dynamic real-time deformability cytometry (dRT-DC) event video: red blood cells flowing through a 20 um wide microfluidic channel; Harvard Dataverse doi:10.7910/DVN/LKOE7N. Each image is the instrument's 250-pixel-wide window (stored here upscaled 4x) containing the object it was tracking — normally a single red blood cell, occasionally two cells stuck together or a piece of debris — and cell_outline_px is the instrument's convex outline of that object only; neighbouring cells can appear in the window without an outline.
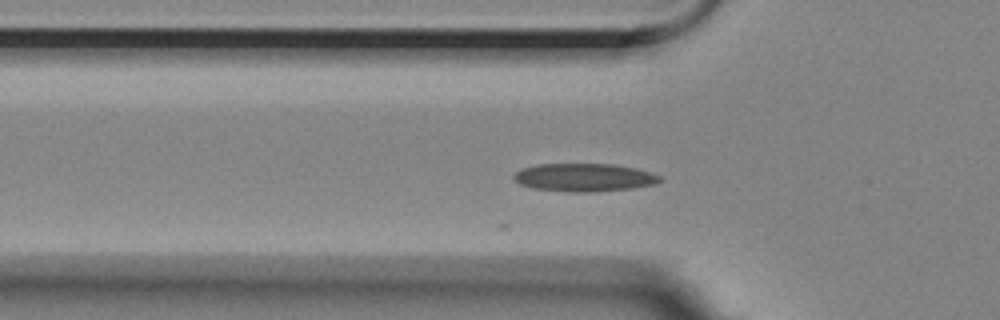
{"species": "Egyptian fruit bat (a non-hibernating species)", "species_latin": "Rousettus aegyptiacus", "temperature_condition": "room temperature", "stored_images_in_passage": 12, "camera_frame_rate_fps": 3000, "um_per_image_px": 0.085, "animal": {"sex": "female"}, "frame": {"image": 1, "passage_image": 3, "time_ms": 0.667, "image_size_px": [1000, 320], "cell_outline_px": [[664, 180], [656, 184], [632, 188], [596, 192], [572, 192], [532, 188], [520, 184], [512, 176], [520, 168], [540, 164], [612, 164], [636, 168], [660, 176]], "centroid_in_image_um": [49.66, 15.08], "position_along_channel_um": 76.1, "area_um2": 23.93}}
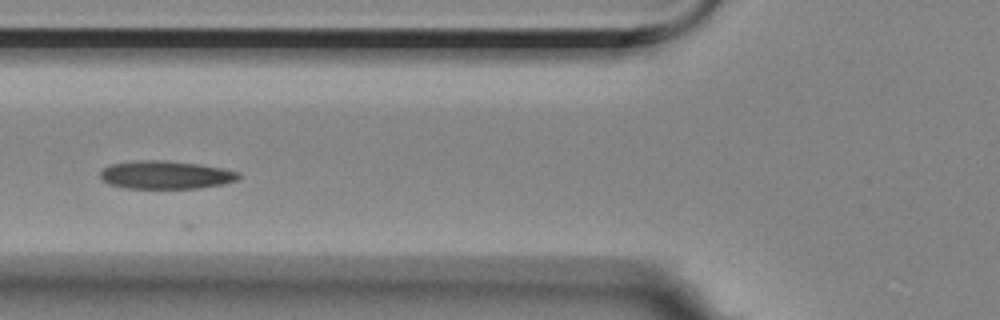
{"frame": {"image": 2, "passage_image": 6, "time_ms": 1.667, "image_size_px": [1000, 320], "cell_outline_px": [[240, 176], [236, 180], [224, 184], [200, 188], [124, 188], [108, 184], [100, 180], [100, 172], [104, 168], [112, 164], [140, 160], [164, 160], [196, 164], [220, 168], [240, 172]], "centroid_in_image_um": [14.05, 14.87], "position_along_channel_um": 111.7, "area_um2": 22.6}}
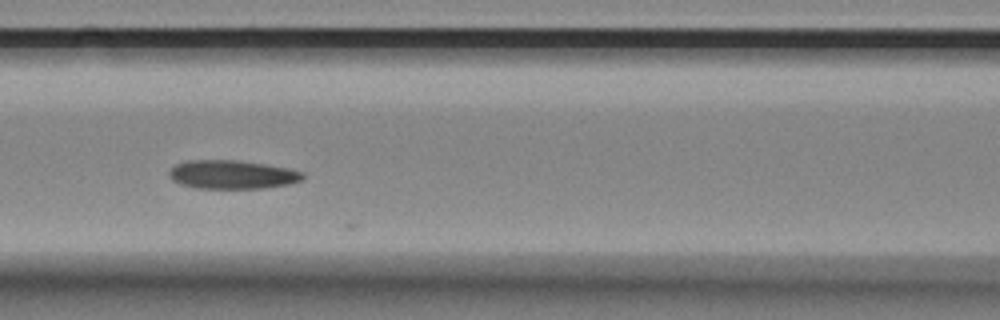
{"frame": {"image": 3, "passage_image": 9, "time_ms": 2.667, "image_size_px": [1000, 320], "cell_outline_px": [[304, 176], [300, 180], [288, 184], [264, 188], [196, 188], [180, 184], [172, 180], [168, 176], [168, 172], [176, 164], [188, 160], [240, 160], [288, 168], [304, 172]], "centroid_in_image_um": [19.7, 14.83], "position_along_channel_um": 146.9, "area_um2": 22.31}}